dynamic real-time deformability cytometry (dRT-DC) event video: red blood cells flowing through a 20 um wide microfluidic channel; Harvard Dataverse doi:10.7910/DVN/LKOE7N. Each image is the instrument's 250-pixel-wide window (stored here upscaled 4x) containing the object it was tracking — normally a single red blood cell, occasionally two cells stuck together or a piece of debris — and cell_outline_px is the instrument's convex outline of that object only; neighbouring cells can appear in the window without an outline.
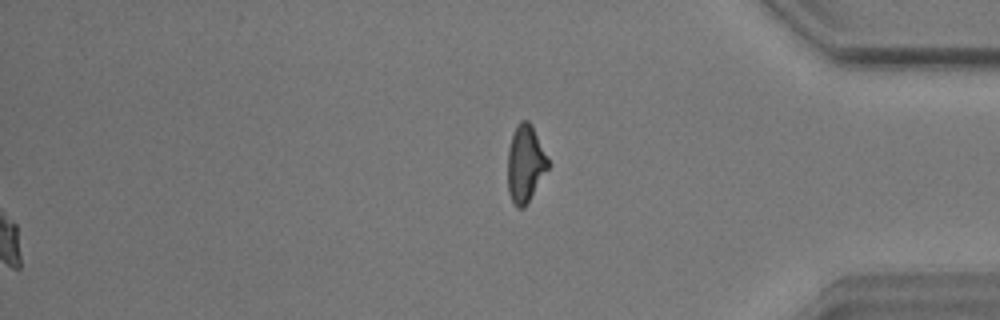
{"species": "common noctule bat (a hibernating species)", "species_latin": "Nyctalus noctula", "temperature_condition": "warm", "stored_images_in_passage": 58, "segment_of_instrument_passage": [2, 2], "camera_frame_rate_fps": 3000, "um_per_image_px": 0.085, "animal": {"sex": "male", "body_mass_g": 17.9}, "frame": {"image": 1, "passage_image": 58, "time_ms": 19.0, "image_size_px": [1000, 320], "cell_outline_px": [[552, 164], [524, 208], [516, 208], [508, 192], [508, 148], [516, 124], [520, 120], [528, 120], [532, 124]], "centroid_in_image_um": [44.68, 13.89], "position_along_channel_um": 390.5, "area_um2": 18.55}}